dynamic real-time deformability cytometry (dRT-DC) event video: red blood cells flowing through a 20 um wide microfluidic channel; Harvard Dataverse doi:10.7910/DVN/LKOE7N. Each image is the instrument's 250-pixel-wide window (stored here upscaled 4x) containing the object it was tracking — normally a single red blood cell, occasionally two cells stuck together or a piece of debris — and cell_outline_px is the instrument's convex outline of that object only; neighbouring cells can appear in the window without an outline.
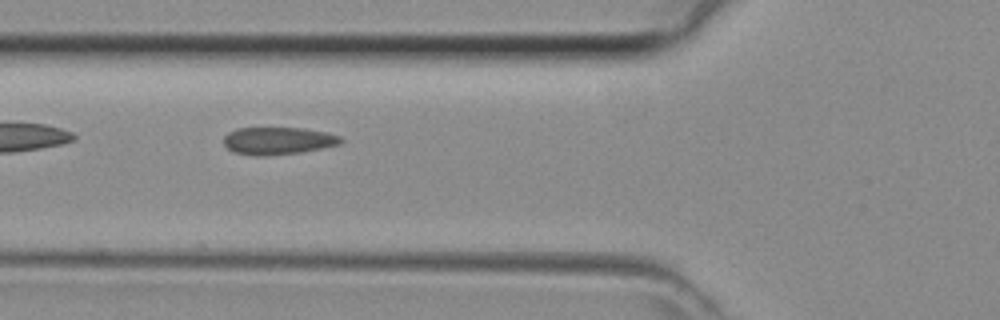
{"species": "common noctule bat (a hibernating species)", "species_latin": "Nyctalus noctula", "temperature_condition": "room temperature", "stored_images_in_passage": 31, "camera_frame_rate_fps": 3000, "um_per_image_px": 0.085, "animal": {"sex": "female", "body_mass_g": 29.2, "forearm_length_mm": 56.3}, "frame": {"image": 1, "passage_image": 3, "time_ms": 0.667, "image_size_px": [1000, 320], "cell_outline_px": [[344, 140], [340, 144], [300, 152], [264, 156], [252, 156], [236, 152], [228, 148], [224, 144], [224, 136], [228, 132], [236, 128], [300, 128], [324, 132], [340, 136]], "centroid_in_image_um": [23.6, 11.96], "position_along_channel_um": 102.2, "area_um2": 18.55}}
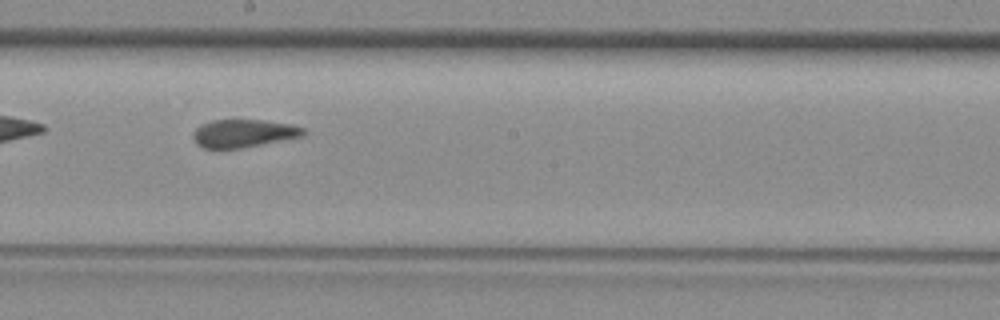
{"frame": {"image": 2, "passage_image": 11, "time_ms": 3.333, "image_size_px": [1000, 320], "cell_outline_px": [[308, 132], [304, 136], [240, 148], [204, 148], [196, 144], [192, 136], [192, 132], [200, 124], [212, 120], [264, 120], [292, 124], [304, 128]], "centroid_in_image_um": [20.71, 11.32], "position_along_channel_um": 227.5, "area_um2": 18.09}}
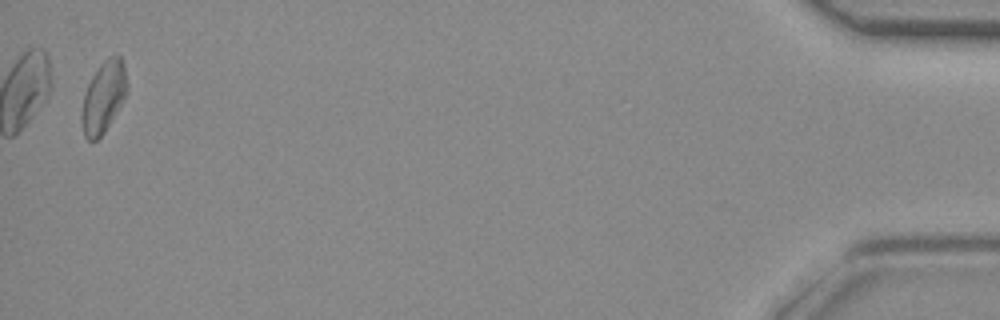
{"frame": {"image": 3, "passage_image": 30, "time_ms": 9.667, "image_size_px": [1000, 320], "cell_outline_px": [[128, 92], [104, 132], [96, 140], [88, 140], [84, 136], [80, 120], [80, 112], [84, 92], [92, 76], [100, 64], [108, 56], [120, 56], [124, 64], [128, 84]], "centroid_in_image_um": [8.78, 8.24], "position_along_channel_um": 426.4, "area_um2": 19.02}}